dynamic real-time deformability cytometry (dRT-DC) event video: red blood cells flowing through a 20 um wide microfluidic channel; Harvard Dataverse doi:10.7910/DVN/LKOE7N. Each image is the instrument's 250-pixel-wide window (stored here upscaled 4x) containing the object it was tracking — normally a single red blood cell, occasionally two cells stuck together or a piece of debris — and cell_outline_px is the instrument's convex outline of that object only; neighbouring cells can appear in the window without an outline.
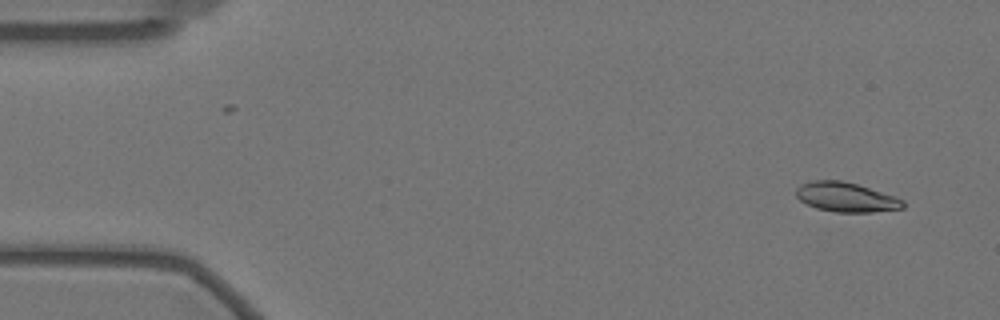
{"species": "Egyptian fruit bat (a non-hibernating species)", "species_latin": "Rousettus aegyptiacus", "temperature_condition": "warm", "stored_images_in_passage": 56, "camera_frame_rate_fps": 3000, "um_per_image_px": 0.085, "animal": {"sex": "female"}, "frame": {"image": 1, "passage_image": 2, "time_ms": 0.333, "image_size_px": [1000, 320], "cell_outline_px": [[904, 208], [872, 212], [836, 212], [816, 208], [800, 200], [796, 196], [796, 188], [800, 184], [812, 180], [840, 180], [856, 184], [896, 196], [904, 200]], "centroid_in_image_um": [71.91, 16.75], "position_along_channel_um": 13.1, "area_um2": 18.38}}
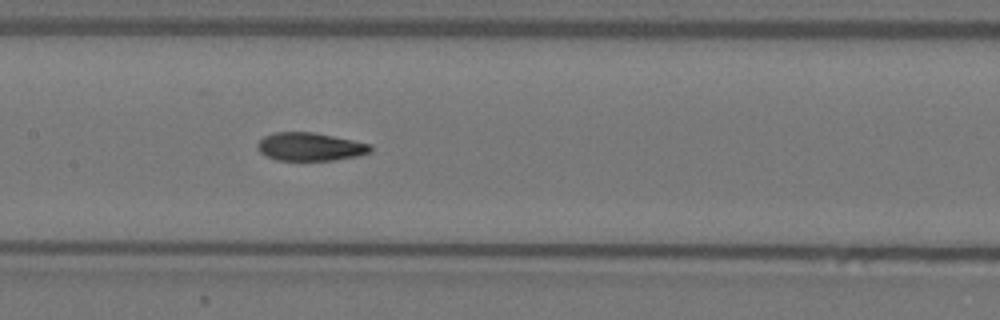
{"frame": {"image": 2, "passage_image": 26, "time_ms": 8.333, "image_size_px": [1000, 320], "cell_outline_px": [[372, 152], [356, 156], [332, 160], [276, 160], [260, 152], [256, 148], [256, 144], [264, 136], [276, 132], [312, 132], [372, 144]], "centroid_in_image_um": [26.35, 12.47], "position_along_channel_um": 181.1, "area_um2": 18.44}}
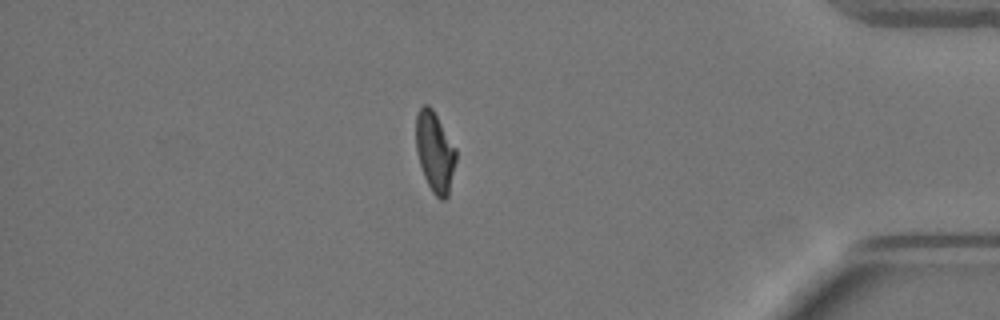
{"frame": {"image": 3, "passage_image": 48, "time_ms": 15.667, "image_size_px": [1000, 320], "cell_outline_px": [[456, 160], [448, 196], [444, 200], [440, 200], [432, 192], [424, 176], [416, 152], [416, 112], [424, 104], [428, 104], [432, 108], [456, 148]], "centroid_in_image_um": [36.96, 12.91], "position_along_channel_um": 398.2, "area_um2": 18.73}, "authors_computed_cell_mechanics": {"area_um2": 19.2185, "velocity_mm_per_s": 3.4765, "shape_relaxation_time_tau1_ms": 5.8802, "shape_relaxation_time_tau2_ms": 2.2567, "deformation_change_tau1": 0.2074, "deformation_change_tau2": 0.0557}}